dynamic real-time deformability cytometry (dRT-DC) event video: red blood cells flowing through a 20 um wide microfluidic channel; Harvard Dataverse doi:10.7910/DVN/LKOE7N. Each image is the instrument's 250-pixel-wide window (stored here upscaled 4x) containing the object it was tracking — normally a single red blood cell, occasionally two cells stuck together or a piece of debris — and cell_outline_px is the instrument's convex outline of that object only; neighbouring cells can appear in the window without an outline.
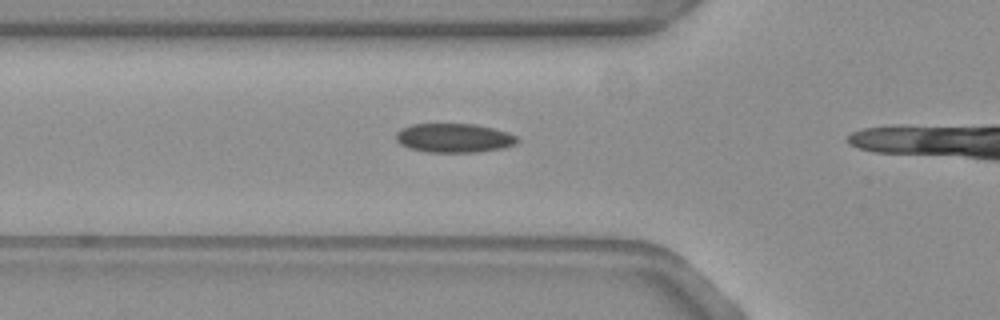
{"species": "common noctule bat (a hibernating species)", "species_latin": "Nyctalus noctula", "temperature_condition": "warm", "stored_images_in_passage": 4, "camera_frame_rate_fps": 3000, "um_per_image_px": 0.085, "animal": {"sex": "female", "body_mass_g": 19.3, "forearm_length_mm": 54.1}, "frame": {"image": 1, "passage_image": 2, "time_ms": 0.333, "image_size_px": [1000, 320], "cell_outline_px": [[520, 140], [516, 144], [504, 148], [476, 152], [428, 152], [408, 148], [400, 144], [396, 140], [396, 132], [400, 128], [412, 124], [476, 124], [492, 128], [516, 136]], "centroid_in_image_um": [38.56, 11.73], "position_along_channel_um": 87.2, "area_um2": 20.58}}